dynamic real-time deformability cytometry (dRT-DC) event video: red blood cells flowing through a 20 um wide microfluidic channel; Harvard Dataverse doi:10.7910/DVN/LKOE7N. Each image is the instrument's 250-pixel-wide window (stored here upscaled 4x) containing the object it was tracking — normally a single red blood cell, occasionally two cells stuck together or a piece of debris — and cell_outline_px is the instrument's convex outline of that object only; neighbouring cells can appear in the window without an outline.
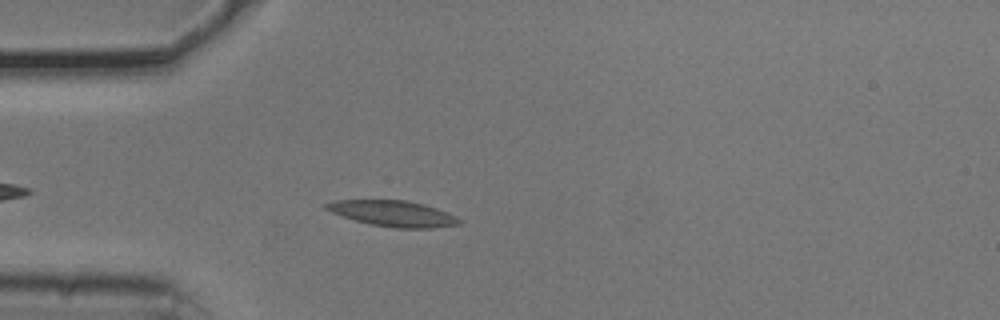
{"species": "common noctule bat (a hibernating species)", "species_latin": "Nyctalus noctula", "temperature_condition": "cold", "stored_images_in_passage": 45, "camera_frame_rate_fps": 3000, "um_per_image_px": 0.085, "animal": {"sex": "male", "body_mass_g": 20.5, "forearm_length_mm": 52.5}, "frame": {"image": 1, "passage_image": 6, "time_ms": 1.667, "image_size_px": [1000, 320], "cell_outline_px": [[464, 220], [460, 224], [432, 228], [396, 228], [368, 224], [332, 212], [324, 208], [324, 204], [336, 200], [408, 200], [424, 204], [436, 208], [456, 216]], "centroid_in_image_um": [33.45, 18.15], "position_along_channel_um": 51.6, "area_um2": 20.0}}
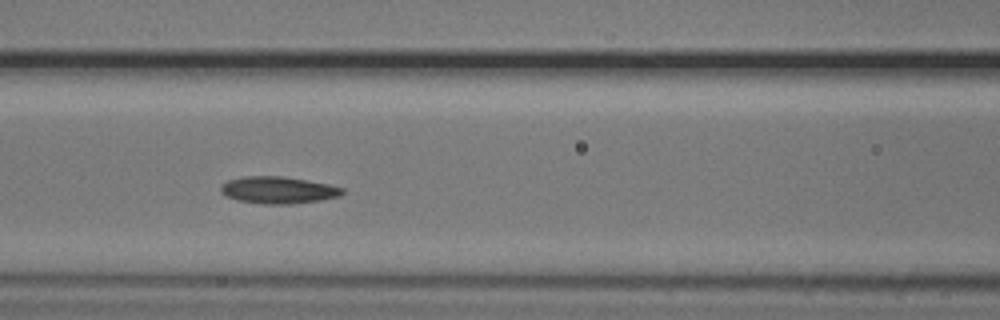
{"frame": {"image": 2, "passage_image": 14, "time_ms": 4.333, "image_size_px": [1000, 320], "cell_outline_px": [[344, 192], [340, 196], [320, 200], [292, 204], [260, 204], [236, 200], [224, 196], [220, 192], [220, 184], [228, 180], [244, 176], [284, 176], [308, 180], [328, 184], [344, 188]], "centroid_in_image_um": [23.6, 16.15], "position_along_channel_um": 143.0, "area_um2": 19.42}}
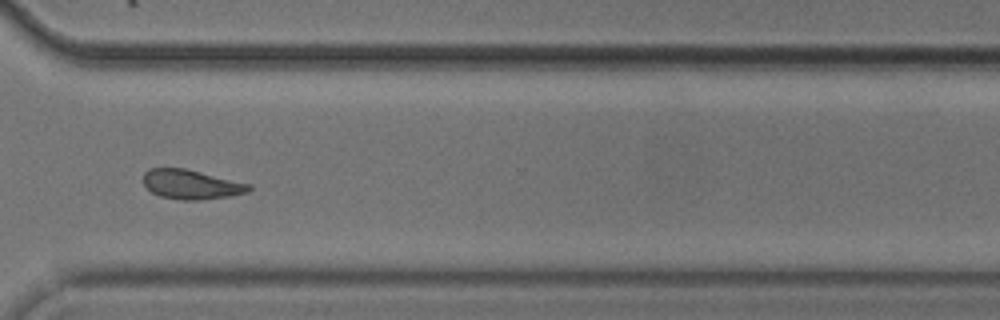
{"frame": {"image": 3, "passage_image": 31, "time_ms": 10.0, "image_size_px": [1000, 320], "cell_outline_px": [[252, 188], [248, 192], [228, 196], [200, 200], [180, 200], [160, 196], [152, 192], [144, 184], [144, 172], [148, 168], [184, 168], [252, 184]], "centroid_in_image_um": [16.26, 15.67], "position_along_channel_um": 354.3, "area_um2": 18.09}, "authors_computed_cell_mechanics": {"area_um2": 18.496, "velocity_mm_per_s": 3.7347, "shape_relaxation_time_tau1_ms": 7.5265, "shape_relaxation_time_tau2_ms": 6.2454, "deformation_change_tau1": 0.1548, "deformation_change_tau2": 0.1306}}